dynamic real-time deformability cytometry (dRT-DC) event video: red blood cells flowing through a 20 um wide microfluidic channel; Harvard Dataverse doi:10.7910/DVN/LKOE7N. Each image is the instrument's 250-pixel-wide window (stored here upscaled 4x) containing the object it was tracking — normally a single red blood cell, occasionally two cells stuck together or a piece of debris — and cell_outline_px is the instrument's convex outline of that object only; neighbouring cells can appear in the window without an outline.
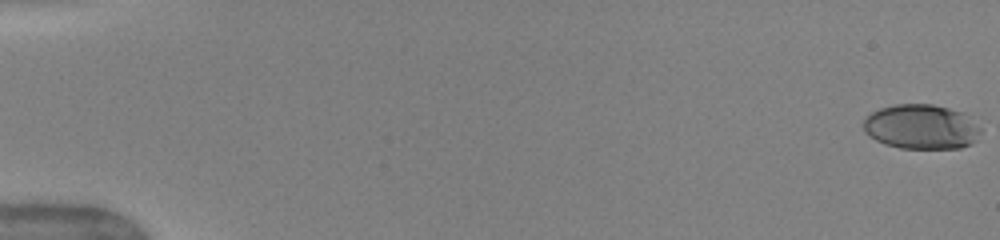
{"species": "human", "species_latin": "Homo sapiens", "temperature_condition": "warm", "stored_images_in_passage": 14, "camera_frame_rate_fps": 3000, "um_per_image_px": 0.085, "donor": {"sex": "female"}, "frame": {"image": 1, "passage_image": 1, "time_ms": 0.0, "image_size_px": [1000, 240], "cell_outline_px": [[980, 132], [976, 140], [972, 144], [960, 148], [900, 148], [884, 144], [876, 140], [864, 132], [864, 120], [872, 112], [880, 108], [896, 104], [932, 104], [964, 112], [980, 128]], "centroid_in_image_um": [78.31, 10.78], "position_along_channel_um": 6.7, "area_um2": 30.52}}